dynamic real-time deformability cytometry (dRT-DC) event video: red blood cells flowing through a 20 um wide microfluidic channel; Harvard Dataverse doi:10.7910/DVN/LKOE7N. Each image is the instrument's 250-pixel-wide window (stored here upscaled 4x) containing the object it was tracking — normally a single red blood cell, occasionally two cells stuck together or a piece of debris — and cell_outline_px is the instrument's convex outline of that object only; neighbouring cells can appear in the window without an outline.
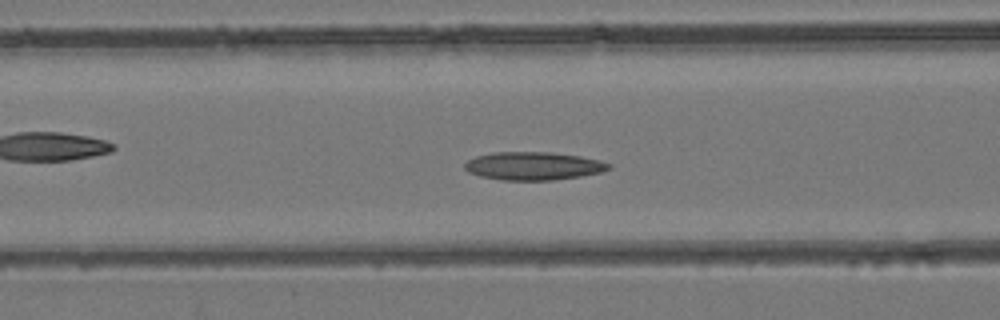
{"species": "common noctule bat (a hibernating species)", "species_latin": "Nyctalus noctula", "temperature_condition": "room temperature", "stored_images_in_passage": 47, "camera_frame_rate_fps": 3000, "um_per_image_px": 0.085, "animal": {"sex": "female", "body_mass_g": 24.6, "forearm_length_mm": 56.2}, "frame": {"image": 1, "passage_image": 19, "time_ms": 6.0, "image_size_px": [1000, 320], "cell_outline_px": [[612, 168], [600, 172], [580, 176], [552, 180], [500, 180], [480, 176], [468, 172], [464, 168], [464, 164], [468, 160], [476, 156], [492, 152], [548, 152], [580, 156], [600, 160], [612, 164]], "centroid_in_image_um": [45.33, 14.1], "position_along_channel_um": 121.3, "area_um2": 23.64}}
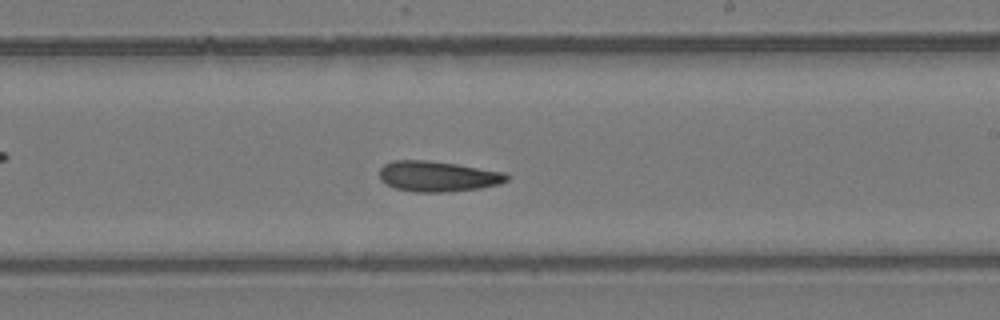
{"frame": {"image": 2, "passage_image": 28, "time_ms": 9.0, "image_size_px": [1000, 320], "cell_outline_px": [[508, 180], [500, 184], [480, 188], [448, 192], [416, 192], [396, 188], [380, 180], [380, 168], [384, 164], [392, 160], [428, 160], [456, 164], [504, 172], [508, 176]], "centroid_in_image_um": [37.21, 14.98], "position_along_channel_um": 251.8, "area_um2": 22.6}}
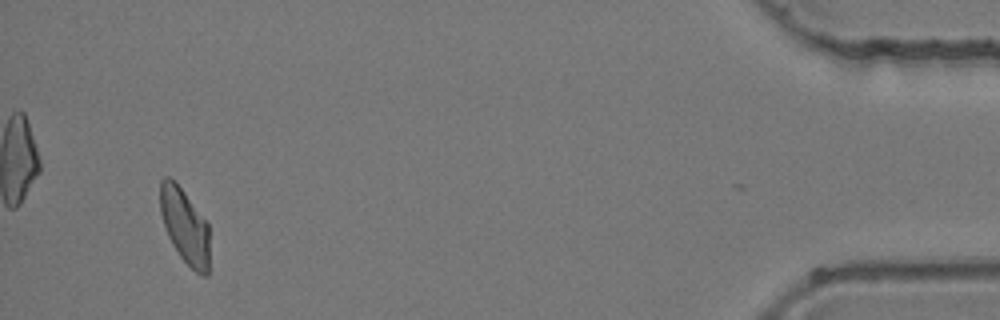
{"frame": {"image": 3, "passage_image": 45, "time_ms": 14.667, "image_size_px": [1000, 320], "cell_outline_px": [[208, 276], [204, 276], [196, 272], [180, 256], [172, 244], [168, 236], [160, 212], [160, 180], [164, 176], [168, 176], [176, 180], [208, 224]], "centroid_in_image_um": [15.68, 19.16], "position_along_channel_um": 419.5, "area_um2": 21.44}}